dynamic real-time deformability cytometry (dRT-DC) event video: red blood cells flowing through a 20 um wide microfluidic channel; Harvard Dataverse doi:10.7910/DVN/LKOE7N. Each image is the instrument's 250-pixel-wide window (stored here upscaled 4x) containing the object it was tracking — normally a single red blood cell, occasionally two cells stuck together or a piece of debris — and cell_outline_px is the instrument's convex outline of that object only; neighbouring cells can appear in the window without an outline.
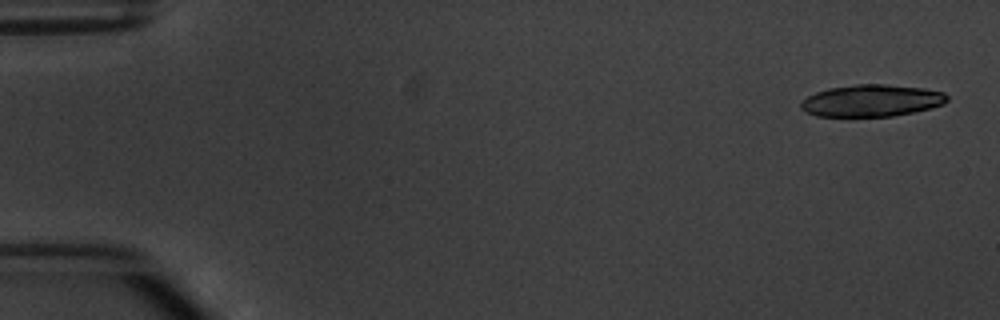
{"species": "common noctule bat (a hibernating species)", "species_latin": "Nyctalus noctula", "temperature_condition": "warm", "stored_images_in_passage": 4, "camera_frame_rate_fps": 3000, "um_per_image_px": 0.085, "animal": {"sex": "male", "body_mass_g": 20.1, "forearm_length_mm": 53.5}, "frame": {"image": 1, "passage_image": 1, "time_ms": 0.0, "image_size_px": [1000, 320], "cell_outline_px": [[948, 100], [944, 104], [932, 108], [892, 116], [816, 116], [800, 108], [800, 104], [808, 96], [816, 92], [828, 88], [856, 84], [884, 84], [924, 88], [944, 92], [948, 96]], "centroid_in_image_um": [74.11, 8.54], "position_along_channel_um": 10.9, "area_um2": 27.17}}